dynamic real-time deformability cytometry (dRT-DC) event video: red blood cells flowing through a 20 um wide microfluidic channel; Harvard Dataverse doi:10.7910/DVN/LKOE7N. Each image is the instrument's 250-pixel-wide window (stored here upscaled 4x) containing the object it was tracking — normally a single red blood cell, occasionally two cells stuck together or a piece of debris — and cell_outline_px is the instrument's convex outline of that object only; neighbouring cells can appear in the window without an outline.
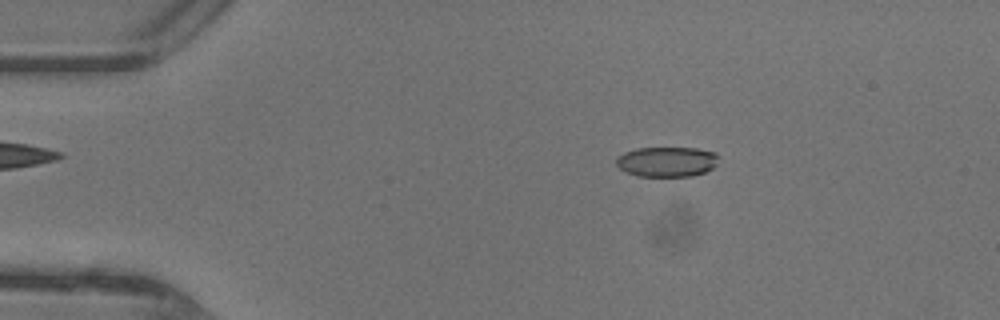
{"species": "common noctule bat (a hibernating species)", "species_latin": "Nyctalus noctula", "temperature_condition": "warm", "stored_images_in_passage": 47, "camera_frame_rate_fps": 3000, "um_per_image_px": 0.085, "animal": {"sex": "female"}, "frame": {"image": 1, "passage_image": 8, "time_ms": 2.333, "image_size_px": [1000, 320], "cell_outline_px": [[720, 156], [716, 164], [712, 168], [704, 172], [692, 176], [640, 176], [628, 172], [620, 168], [616, 164], [616, 160], [624, 152], [636, 148], [696, 148], [716, 152]], "centroid_in_image_um": [56.73, 13.73], "position_along_channel_um": 28.3, "area_um2": 17.86}}
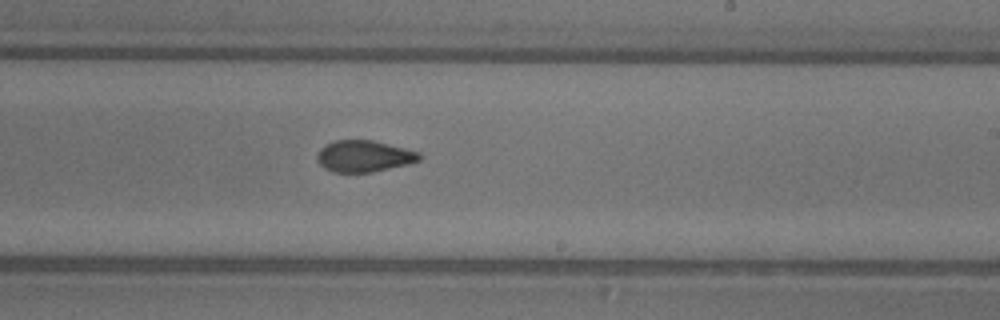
{"frame": {"image": 2, "passage_image": 28, "time_ms": 9.0, "image_size_px": [1000, 320], "cell_outline_px": [[424, 156], [420, 160], [408, 164], [372, 172], [332, 172], [324, 168], [316, 160], [316, 156], [320, 148], [324, 144], [336, 140], [372, 140], [420, 152]], "centroid_in_image_um": [30.93, 13.27], "position_along_channel_um": 258.1, "area_um2": 18.9}}
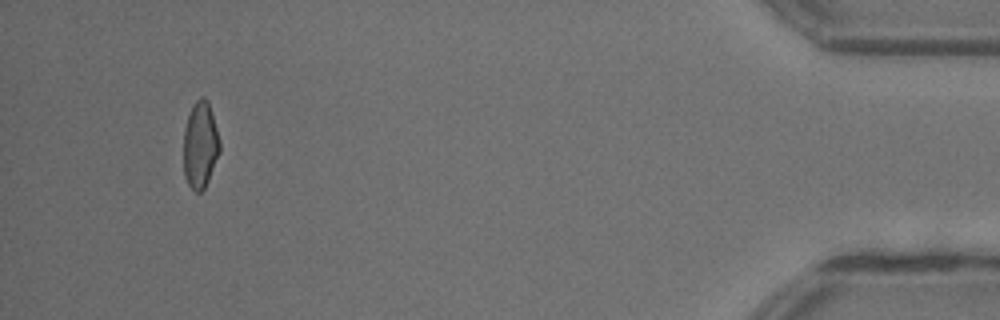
{"frame": {"image": 3, "passage_image": 44, "time_ms": 14.333, "image_size_px": [1000, 320], "cell_outline_px": [[220, 152], [208, 180], [204, 188], [200, 192], [196, 192], [188, 184], [184, 176], [184, 128], [188, 116], [196, 100], [200, 96], [204, 96], [208, 100], [220, 140]], "centroid_in_image_um": [17.03, 12.31], "position_along_channel_um": 418.2, "area_um2": 18.21}, "authors_computed_cell_mechanics": {"area_um2": 18.9584, "velocity_mm_per_s": 4.4084, "shape_relaxation_time_tau1_ms": 8.2937, "shape_relaxation_time_tau2_ms": 0.7727, "deformation_change_tau1": 0.2083, "deformation_change_tau2": 0.0525}}